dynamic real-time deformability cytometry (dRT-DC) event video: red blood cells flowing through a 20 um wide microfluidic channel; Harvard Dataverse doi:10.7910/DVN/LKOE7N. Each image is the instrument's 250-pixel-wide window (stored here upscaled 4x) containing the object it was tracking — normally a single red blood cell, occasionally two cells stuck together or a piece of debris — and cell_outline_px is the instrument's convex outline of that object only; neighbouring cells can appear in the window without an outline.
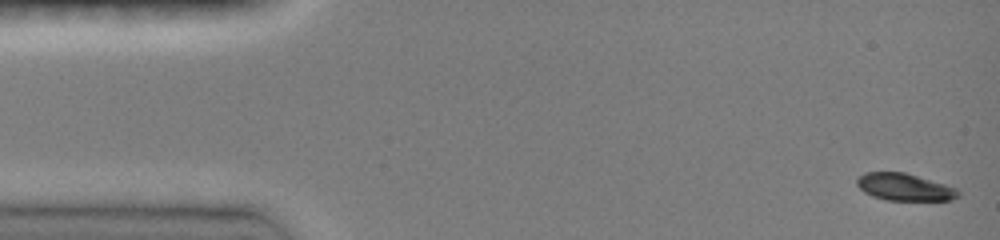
{"species": "common noctule bat (a hibernating species)", "species_latin": "Nyctalus noctula", "temperature_condition": "room temperature", "stored_images_in_passage": 39, "camera_frame_rate_fps": 3000, "um_per_image_px": 0.085, "animal": {"sex": "female", "body_mass_g": 19.0, "forearm_length_mm": 51.5}, "frame": {"image": 1, "passage_image": 1, "time_ms": 0.0, "image_size_px": [1000, 240], "cell_outline_px": [[960, 196], [952, 200], [884, 200], [872, 196], [864, 192], [856, 184], [856, 180], [864, 172], [904, 172], [944, 184], [956, 188], [960, 192]], "centroid_in_image_um": [76.87, 15.91], "position_along_channel_um": 8.1, "area_um2": 16.01}}
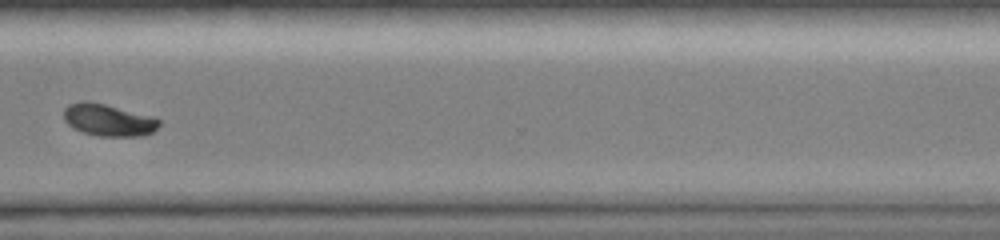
{"frame": {"image": 2, "passage_image": 28, "time_ms": 11.667, "image_size_px": [1000, 240], "cell_outline_px": [[160, 124], [152, 132], [140, 136], [100, 136], [84, 132], [72, 128], [64, 120], [64, 108], [68, 104], [80, 100], [88, 100], [156, 116], [160, 120]], "centroid_in_image_um": [9.21, 10.18], "position_along_channel_um": 361.4, "area_um2": 18.09}}
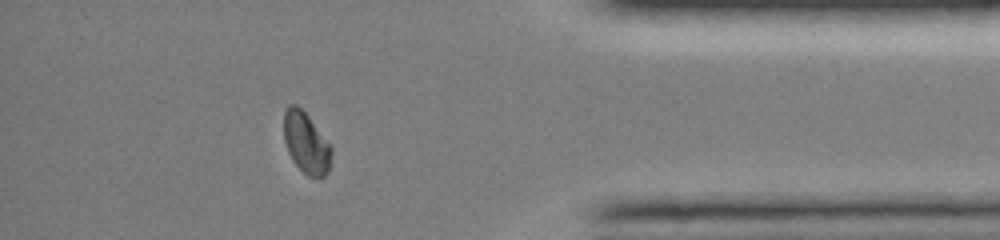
{"frame": {"image": 3, "passage_image": 31, "time_ms": 13.333, "image_size_px": [1000, 240], "cell_outline_px": [[332, 152], [328, 172], [324, 176], [308, 176], [292, 160], [288, 152], [284, 140], [284, 112], [288, 104], [296, 104], [308, 116], [332, 148]], "centroid_in_image_um": [26.0, 12.13], "position_along_channel_um": 409.2, "area_um2": 16.65}, "authors_computed_cell_mechanics": {"area_um2": 18.207, "velocity_mm_per_s": 4.0435, "shape_relaxation_time_tau1_ms": 2.0362, "shape_relaxation_time_tau2_ms": 7.0874, "deformation_change_tau1": 0.1379, "deformation_change_tau2": 0.0398}}